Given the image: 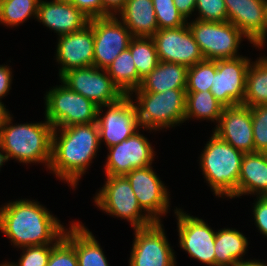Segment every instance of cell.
I'll return each instance as SVG.
<instances>
[{
	"label": "cell",
	"mask_w": 267,
	"mask_h": 266,
	"mask_svg": "<svg viewBox=\"0 0 267 266\" xmlns=\"http://www.w3.org/2000/svg\"><path fill=\"white\" fill-rule=\"evenodd\" d=\"M195 10L199 16L196 18L201 21L226 22L228 13L224 0H196Z\"/></svg>",
	"instance_id": "obj_35"
},
{
	"label": "cell",
	"mask_w": 267,
	"mask_h": 266,
	"mask_svg": "<svg viewBox=\"0 0 267 266\" xmlns=\"http://www.w3.org/2000/svg\"><path fill=\"white\" fill-rule=\"evenodd\" d=\"M5 107L6 106H4V104L0 100V128L3 126V124L10 116L8 109H6Z\"/></svg>",
	"instance_id": "obj_43"
},
{
	"label": "cell",
	"mask_w": 267,
	"mask_h": 266,
	"mask_svg": "<svg viewBox=\"0 0 267 266\" xmlns=\"http://www.w3.org/2000/svg\"><path fill=\"white\" fill-rule=\"evenodd\" d=\"M264 11H265V39L267 36V0H264Z\"/></svg>",
	"instance_id": "obj_46"
},
{
	"label": "cell",
	"mask_w": 267,
	"mask_h": 266,
	"mask_svg": "<svg viewBox=\"0 0 267 266\" xmlns=\"http://www.w3.org/2000/svg\"><path fill=\"white\" fill-rule=\"evenodd\" d=\"M228 22L234 24L258 49L265 40L264 0H224Z\"/></svg>",
	"instance_id": "obj_20"
},
{
	"label": "cell",
	"mask_w": 267,
	"mask_h": 266,
	"mask_svg": "<svg viewBox=\"0 0 267 266\" xmlns=\"http://www.w3.org/2000/svg\"><path fill=\"white\" fill-rule=\"evenodd\" d=\"M158 29L178 28L187 24L185 17L178 11L174 0H152Z\"/></svg>",
	"instance_id": "obj_33"
},
{
	"label": "cell",
	"mask_w": 267,
	"mask_h": 266,
	"mask_svg": "<svg viewBox=\"0 0 267 266\" xmlns=\"http://www.w3.org/2000/svg\"><path fill=\"white\" fill-rule=\"evenodd\" d=\"M88 24L94 33V66L106 70L134 36L116 16L93 18Z\"/></svg>",
	"instance_id": "obj_12"
},
{
	"label": "cell",
	"mask_w": 267,
	"mask_h": 266,
	"mask_svg": "<svg viewBox=\"0 0 267 266\" xmlns=\"http://www.w3.org/2000/svg\"><path fill=\"white\" fill-rule=\"evenodd\" d=\"M12 72L8 65H0V100L11 90Z\"/></svg>",
	"instance_id": "obj_40"
},
{
	"label": "cell",
	"mask_w": 267,
	"mask_h": 266,
	"mask_svg": "<svg viewBox=\"0 0 267 266\" xmlns=\"http://www.w3.org/2000/svg\"><path fill=\"white\" fill-rule=\"evenodd\" d=\"M174 4L178 11L188 20L187 18L195 11L196 0H174Z\"/></svg>",
	"instance_id": "obj_42"
},
{
	"label": "cell",
	"mask_w": 267,
	"mask_h": 266,
	"mask_svg": "<svg viewBox=\"0 0 267 266\" xmlns=\"http://www.w3.org/2000/svg\"><path fill=\"white\" fill-rule=\"evenodd\" d=\"M106 72L124 95H129L133 90L138 89L142 82L128 48L114 59Z\"/></svg>",
	"instance_id": "obj_27"
},
{
	"label": "cell",
	"mask_w": 267,
	"mask_h": 266,
	"mask_svg": "<svg viewBox=\"0 0 267 266\" xmlns=\"http://www.w3.org/2000/svg\"><path fill=\"white\" fill-rule=\"evenodd\" d=\"M255 152L267 153V105L251 107Z\"/></svg>",
	"instance_id": "obj_34"
},
{
	"label": "cell",
	"mask_w": 267,
	"mask_h": 266,
	"mask_svg": "<svg viewBox=\"0 0 267 266\" xmlns=\"http://www.w3.org/2000/svg\"><path fill=\"white\" fill-rule=\"evenodd\" d=\"M250 63V58L242 55L236 58L217 60V70L210 92L224 107L243 104Z\"/></svg>",
	"instance_id": "obj_13"
},
{
	"label": "cell",
	"mask_w": 267,
	"mask_h": 266,
	"mask_svg": "<svg viewBox=\"0 0 267 266\" xmlns=\"http://www.w3.org/2000/svg\"><path fill=\"white\" fill-rule=\"evenodd\" d=\"M64 238L74 247L78 266H109L100 244L83 224H70Z\"/></svg>",
	"instance_id": "obj_23"
},
{
	"label": "cell",
	"mask_w": 267,
	"mask_h": 266,
	"mask_svg": "<svg viewBox=\"0 0 267 266\" xmlns=\"http://www.w3.org/2000/svg\"><path fill=\"white\" fill-rule=\"evenodd\" d=\"M163 224L134 229L129 266H176L174 250L168 243Z\"/></svg>",
	"instance_id": "obj_11"
},
{
	"label": "cell",
	"mask_w": 267,
	"mask_h": 266,
	"mask_svg": "<svg viewBox=\"0 0 267 266\" xmlns=\"http://www.w3.org/2000/svg\"><path fill=\"white\" fill-rule=\"evenodd\" d=\"M253 215L256 227L264 237H267V196L257 197L253 207Z\"/></svg>",
	"instance_id": "obj_38"
},
{
	"label": "cell",
	"mask_w": 267,
	"mask_h": 266,
	"mask_svg": "<svg viewBox=\"0 0 267 266\" xmlns=\"http://www.w3.org/2000/svg\"><path fill=\"white\" fill-rule=\"evenodd\" d=\"M56 60L59 77L71 69L94 66V33L88 24L82 30L58 36Z\"/></svg>",
	"instance_id": "obj_19"
},
{
	"label": "cell",
	"mask_w": 267,
	"mask_h": 266,
	"mask_svg": "<svg viewBox=\"0 0 267 266\" xmlns=\"http://www.w3.org/2000/svg\"><path fill=\"white\" fill-rule=\"evenodd\" d=\"M193 38L205 60H220L239 57L242 37L246 36L231 22L193 20L187 22ZM238 54V55H237Z\"/></svg>",
	"instance_id": "obj_8"
},
{
	"label": "cell",
	"mask_w": 267,
	"mask_h": 266,
	"mask_svg": "<svg viewBox=\"0 0 267 266\" xmlns=\"http://www.w3.org/2000/svg\"><path fill=\"white\" fill-rule=\"evenodd\" d=\"M106 177L105 185L94 197V202L100 210L111 216L126 219L133 229L148 227L155 223L145 211H142L130 182L125 176L106 175Z\"/></svg>",
	"instance_id": "obj_6"
},
{
	"label": "cell",
	"mask_w": 267,
	"mask_h": 266,
	"mask_svg": "<svg viewBox=\"0 0 267 266\" xmlns=\"http://www.w3.org/2000/svg\"><path fill=\"white\" fill-rule=\"evenodd\" d=\"M56 244L20 248L23 253L16 266H47L51 250Z\"/></svg>",
	"instance_id": "obj_36"
},
{
	"label": "cell",
	"mask_w": 267,
	"mask_h": 266,
	"mask_svg": "<svg viewBox=\"0 0 267 266\" xmlns=\"http://www.w3.org/2000/svg\"><path fill=\"white\" fill-rule=\"evenodd\" d=\"M105 175L125 176L133 169L152 165L155 151L148 139L137 130L121 143L107 148Z\"/></svg>",
	"instance_id": "obj_15"
},
{
	"label": "cell",
	"mask_w": 267,
	"mask_h": 266,
	"mask_svg": "<svg viewBox=\"0 0 267 266\" xmlns=\"http://www.w3.org/2000/svg\"><path fill=\"white\" fill-rule=\"evenodd\" d=\"M40 0H0V23L14 27L25 20L37 18Z\"/></svg>",
	"instance_id": "obj_31"
},
{
	"label": "cell",
	"mask_w": 267,
	"mask_h": 266,
	"mask_svg": "<svg viewBox=\"0 0 267 266\" xmlns=\"http://www.w3.org/2000/svg\"><path fill=\"white\" fill-rule=\"evenodd\" d=\"M217 60H204L188 68L186 92L210 91Z\"/></svg>",
	"instance_id": "obj_32"
},
{
	"label": "cell",
	"mask_w": 267,
	"mask_h": 266,
	"mask_svg": "<svg viewBox=\"0 0 267 266\" xmlns=\"http://www.w3.org/2000/svg\"><path fill=\"white\" fill-rule=\"evenodd\" d=\"M0 230L16 247L24 248L57 244L66 229L39 202L22 199L0 208Z\"/></svg>",
	"instance_id": "obj_2"
},
{
	"label": "cell",
	"mask_w": 267,
	"mask_h": 266,
	"mask_svg": "<svg viewBox=\"0 0 267 266\" xmlns=\"http://www.w3.org/2000/svg\"><path fill=\"white\" fill-rule=\"evenodd\" d=\"M188 67L160 61L132 92L162 93L168 89H186Z\"/></svg>",
	"instance_id": "obj_24"
},
{
	"label": "cell",
	"mask_w": 267,
	"mask_h": 266,
	"mask_svg": "<svg viewBox=\"0 0 267 266\" xmlns=\"http://www.w3.org/2000/svg\"><path fill=\"white\" fill-rule=\"evenodd\" d=\"M118 14L134 37H152L158 30L152 0H126L125 7Z\"/></svg>",
	"instance_id": "obj_25"
},
{
	"label": "cell",
	"mask_w": 267,
	"mask_h": 266,
	"mask_svg": "<svg viewBox=\"0 0 267 266\" xmlns=\"http://www.w3.org/2000/svg\"><path fill=\"white\" fill-rule=\"evenodd\" d=\"M0 167H2L3 163L9 160L6 151L3 149L2 145L0 144Z\"/></svg>",
	"instance_id": "obj_45"
},
{
	"label": "cell",
	"mask_w": 267,
	"mask_h": 266,
	"mask_svg": "<svg viewBox=\"0 0 267 266\" xmlns=\"http://www.w3.org/2000/svg\"><path fill=\"white\" fill-rule=\"evenodd\" d=\"M36 19L59 36L82 30L90 20L68 0H40Z\"/></svg>",
	"instance_id": "obj_21"
},
{
	"label": "cell",
	"mask_w": 267,
	"mask_h": 266,
	"mask_svg": "<svg viewBox=\"0 0 267 266\" xmlns=\"http://www.w3.org/2000/svg\"><path fill=\"white\" fill-rule=\"evenodd\" d=\"M236 266H267V263L254 259V260H247V261L240 262Z\"/></svg>",
	"instance_id": "obj_44"
},
{
	"label": "cell",
	"mask_w": 267,
	"mask_h": 266,
	"mask_svg": "<svg viewBox=\"0 0 267 266\" xmlns=\"http://www.w3.org/2000/svg\"><path fill=\"white\" fill-rule=\"evenodd\" d=\"M152 38L159 61L189 68L205 60L187 24L178 28L158 29Z\"/></svg>",
	"instance_id": "obj_14"
},
{
	"label": "cell",
	"mask_w": 267,
	"mask_h": 266,
	"mask_svg": "<svg viewBox=\"0 0 267 266\" xmlns=\"http://www.w3.org/2000/svg\"><path fill=\"white\" fill-rule=\"evenodd\" d=\"M135 93L139 126L148 130H160L174 127L185 122V89H171L162 93Z\"/></svg>",
	"instance_id": "obj_5"
},
{
	"label": "cell",
	"mask_w": 267,
	"mask_h": 266,
	"mask_svg": "<svg viewBox=\"0 0 267 266\" xmlns=\"http://www.w3.org/2000/svg\"><path fill=\"white\" fill-rule=\"evenodd\" d=\"M180 247L191 258L209 266H215L214 244L216 232L203 219L175 209Z\"/></svg>",
	"instance_id": "obj_16"
},
{
	"label": "cell",
	"mask_w": 267,
	"mask_h": 266,
	"mask_svg": "<svg viewBox=\"0 0 267 266\" xmlns=\"http://www.w3.org/2000/svg\"><path fill=\"white\" fill-rule=\"evenodd\" d=\"M224 106L210 91L186 92L185 121L189 118L216 121L222 115Z\"/></svg>",
	"instance_id": "obj_29"
},
{
	"label": "cell",
	"mask_w": 267,
	"mask_h": 266,
	"mask_svg": "<svg viewBox=\"0 0 267 266\" xmlns=\"http://www.w3.org/2000/svg\"><path fill=\"white\" fill-rule=\"evenodd\" d=\"M213 133L243 153L255 152L251 107H224Z\"/></svg>",
	"instance_id": "obj_18"
},
{
	"label": "cell",
	"mask_w": 267,
	"mask_h": 266,
	"mask_svg": "<svg viewBox=\"0 0 267 266\" xmlns=\"http://www.w3.org/2000/svg\"><path fill=\"white\" fill-rule=\"evenodd\" d=\"M60 80L72 91L88 98L98 107L115 103L124 96L106 70L95 66L71 69L64 72Z\"/></svg>",
	"instance_id": "obj_9"
},
{
	"label": "cell",
	"mask_w": 267,
	"mask_h": 266,
	"mask_svg": "<svg viewBox=\"0 0 267 266\" xmlns=\"http://www.w3.org/2000/svg\"><path fill=\"white\" fill-rule=\"evenodd\" d=\"M200 168L218 197H238V180L244 153L212 134L201 152Z\"/></svg>",
	"instance_id": "obj_4"
},
{
	"label": "cell",
	"mask_w": 267,
	"mask_h": 266,
	"mask_svg": "<svg viewBox=\"0 0 267 266\" xmlns=\"http://www.w3.org/2000/svg\"><path fill=\"white\" fill-rule=\"evenodd\" d=\"M89 19L102 17L101 0H68Z\"/></svg>",
	"instance_id": "obj_39"
},
{
	"label": "cell",
	"mask_w": 267,
	"mask_h": 266,
	"mask_svg": "<svg viewBox=\"0 0 267 266\" xmlns=\"http://www.w3.org/2000/svg\"><path fill=\"white\" fill-rule=\"evenodd\" d=\"M100 145L96 122L53 128L48 170L60 180H65L72 188H76L79 179L96 157Z\"/></svg>",
	"instance_id": "obj_1"
},
{
	"label": "cell",
	"mask_w": 267,
	"mask_h": 266,
	"mask_svg": "<svg viewBox=\"0 0 267 266\" xmlns=\"http://www.w3.org/2000/svg\"><path fill=\"white\" fill-rule=\"evenodd\" d=\"M46 121L13 125L11 115L0 128V144L8 158L20 163H45L49 168L51 162L53 126Z\"/></svg>",
	"instance_id": "obj_3"
},
{
	"label": "cell",
	"mask_w": 267,
	"mask_h": 266,
	"mask_svg": "<svg viewBox=\"0 0 267 266\" xmlns=\"http://www.w3.org/2000/svg\"><path fill=\"white\" fill-rule=\"evenodd\" d=\"M47 266H78L75 249L64 237L52 248Z\"/></svg>",
	"instance_id": "obj_37"
},
{
	"label": "cell",
	"mask_w": 267,
	"mask_h": 266,
	"mask_svg": "<svg viewBox=\"0 0 267 266\" xmlns=\"http://www.w3.org/2000/svg\"><path fill=\"white\" fill-rule=\"evenodd\" d=\"M125 177L130 182L143 211L155 222H161L160 216L167 214L170 207V194L152 166L133 169Z\"/></svg>",
	"instance_id": "obj_17"
},
{
	"label": "cell",
	"mask_w": 267,
	"mask_h": 266,
	"mask_svg": "<svg viewBox=\"0 0 267 266\" xmlns=\"http://www.w3.org/2000/svg\"><path fill=\"white\" fill-rule=\"evenodd\" d=\"M0 266H16L13 262H6V263H3V264H0Z\"/></svg>",
	"instance_id": "obj_47"
},
{
	"label": "cell",
	"mask_w": 267,
	"mask_h": 266,
	"mask_svg": "<svg viewBox=\"0 0 267 266\" xmlns=\"http://www.w3.org/2000/svg\"><path fill=\"white\" fill-rule=\"evenodd\" d=\"M242 105L248 107L267 105V56H261L250 63Z\"/></svg>",
	"instance_id": "obj_28"
},
{
	"label": "cell",
	"mask_w": 267,
	"mask_h": 266,
	"mask_svg": "<svg viewBox=\"0 0 267 266\" xmlns=\"http://www.w3.org/2000/svg\"><path fill=\"white\" fill-rule=\"evenodd\" d=\"M44 99L45 119L53 128L96 122L98 106L63 83L46 92Z\"/></svg>",
	"instance_id": "obj_7"
},
{
	"label": "cell",
	"mask_w": 267,
	"mask_h": 266,
	"mask_svg": "<svg viewBox=\"0 0 267 266\" xmlns=\"http://www.w3.org/2000/svg\"><path fill=\"white\" fill-rule=\"evenodd\" d=\"M248 240L236 229L224 228L216 231L214 253L215 266H236L247 261L242 257L246 254Z\"/></svg>",
	"instance_id": "obj_26"
},
{
	"label": "cell",
	"mask_w": 267,
	"mask_h": 266,
	"mask_svg": "<svg viewBox=\"0 0 267 266\" xmlns=\"http://www.w3.org/2000/svg\"><path fill=\"white\" fill-rule=\"evenodd\" d=\"M131 98L130 95H124L115 103L98 107L96 123L99 128L100 144L103 141L107 148L112 147L141 128L137 109ZM102 107L108 108L103 116H101Z\"/></svg>",
	"instance_id": "obj_10"
},
{
	"label": "cell",
	"mask_w": 267,
	"mask_h": 266,
	"mask_svg": "<svg viewBox=\"0 0 267 266\" xmlns=\"http://www.w3.org/2000/svg\"><path fill=\"white\" fill-rule=\"evenodd\" d=\"M267 196V153H244L238 180V197Z\"/></svg>",
	"instance_id": "obj_22"
},
{
	"label": "cell",
	"mask_w": 267,
	"mask_h": 266,
	"mask_svg": "<svg viewBox=\"0 0 267 266\" xmlns=\"http://www.w3.org/2000/svg\"><path fill=\"white\" fill-rule=\"evenodd\" d=\"M128 49L141 79L145 78L160 62L152 37H133Z\"/></svg>",
	"instance_id": "obj_30"
},
{
	"label": "cell",
	"mask_w": 267,
	"mask_h": 266,
	"mask_svg": "<svg viewBox=\"0 0 267 266\" xmlns=\"http://www.w3.org/2000/svg\"><path fill=\"white\" fill-rule=\"evenodd\" d=\"M102 17L116 16L124 7L126 0H101Z\"/></svg>",
	"instance_id": "obj_41"
}]
</instances>
